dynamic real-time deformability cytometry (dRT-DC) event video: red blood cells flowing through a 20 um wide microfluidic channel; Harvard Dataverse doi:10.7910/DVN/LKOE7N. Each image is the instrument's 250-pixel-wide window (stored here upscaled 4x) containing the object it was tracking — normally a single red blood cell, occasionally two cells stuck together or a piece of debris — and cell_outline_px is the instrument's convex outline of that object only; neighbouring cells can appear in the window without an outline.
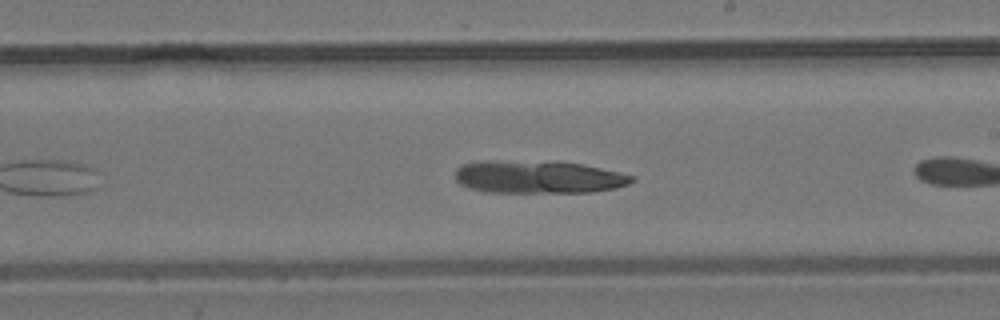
{"species": "common noctule bat (a hibernating species)", "species_latin": "Nyctalus noctula", "temperature_condition": "room temperature", "stored_images_in_passage": 21, "segment_of_instrument_passage": [2, 2], "camera_frame_rate_fps": 3000, "um_per_image_px": 0.085, "animal": {"sex": "male", "body_mass_g": 19.2, "forearm_length_mm": 51.8}, "frame": {"image": 1, "passage_image": 15, "time_ms": 4.667, "image_size_px": [1000, 320], "cell_outline_px": [[636, 180], [628, 184], [616, 188], [592, 192], [488, 192], [468, 188], [460, 184], [456, 180], [456, 168], [464, 164], [476, 160], [556, 160], [580, 164], [600, 168], [636, 176]], "centroid_in_image_um": [45.74, 15.02], "position_along_channel_um": 243.3, "area_um2": 34.39}}